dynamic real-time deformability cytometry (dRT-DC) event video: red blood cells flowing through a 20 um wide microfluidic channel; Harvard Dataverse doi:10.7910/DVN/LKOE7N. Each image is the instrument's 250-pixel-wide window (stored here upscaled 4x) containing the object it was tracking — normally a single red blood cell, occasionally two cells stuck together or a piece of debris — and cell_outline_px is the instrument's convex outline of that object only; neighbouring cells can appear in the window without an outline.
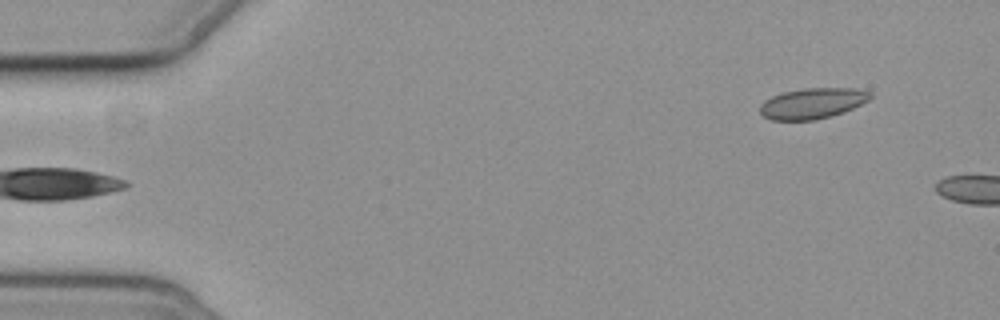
{"species": "common noctule bat (a hibernating species)", "species_latin": "Nyctalus noctula", "temperature_condition": "cold", "stored_images_in_passage": 5, "camera_frame_rate_fps": 3000, "um_per_image_px": 0.085, "animal": {"sex": "female", "body_mass_g": 19.3, "forearm_length_mm": 54.1}, "frame": {"image": 1, "passage_image": 5, "time_ms": 5.667, "image_size_px": [1000, 320], "cell_outline_px": [[872, 96], [868, 100], [844, 112], [816, 120], [772, 120], [764, 116], [760, 112], [760, 104], [764, 100], [772, 96], [784, 92], [804, 88], [856, 88], [872, 92]], "centroid_in_image_um": [69.06, 8.78], "position_along_channel_um": 15.9, "area_um2": 19.71}}